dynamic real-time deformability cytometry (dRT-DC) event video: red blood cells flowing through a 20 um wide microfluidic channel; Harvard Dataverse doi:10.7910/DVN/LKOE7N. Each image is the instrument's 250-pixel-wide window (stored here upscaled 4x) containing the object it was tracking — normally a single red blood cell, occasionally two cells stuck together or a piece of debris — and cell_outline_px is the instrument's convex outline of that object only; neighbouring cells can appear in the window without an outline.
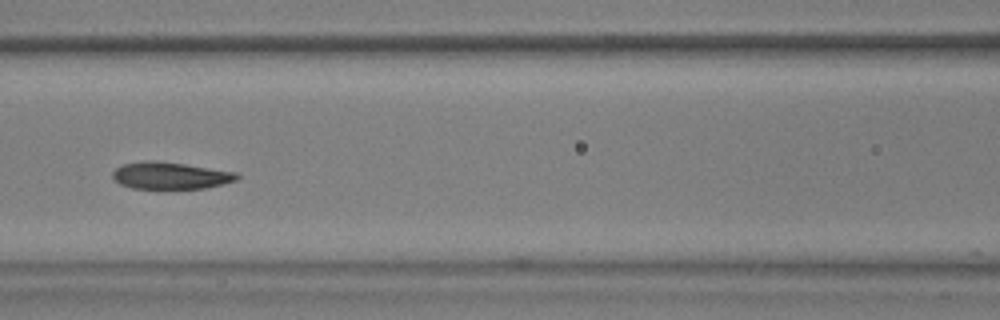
{"species": "common noctule bat (a hibernating species)", "species_latin": "Nyctalus noctula", "temperature_condition": "warm", "stored_images_in_passage": 15, "camera_frame_rate_fps": 3000, "um_per_image_px": 0.085, "animal": {"sex": "male", "body_mass_g": 17.9, "forearm_length_mm": 54.2}, "frame": {"image": 1, "passage_image": 14, "time_ms": 4.333, "image_size_px": [1000, 320], "cell_outline_px": [[240, 176], [236, 180], [204, 188], [132, 188], [120, 184], [112, 176], [112, 172], [116, 168], [124, 164], [184, 164], [236, 172]], "centroid_in_image_um": [14.54, 14.97], "position_along_channel_um": 152.1, "area_um2": 18.26}}